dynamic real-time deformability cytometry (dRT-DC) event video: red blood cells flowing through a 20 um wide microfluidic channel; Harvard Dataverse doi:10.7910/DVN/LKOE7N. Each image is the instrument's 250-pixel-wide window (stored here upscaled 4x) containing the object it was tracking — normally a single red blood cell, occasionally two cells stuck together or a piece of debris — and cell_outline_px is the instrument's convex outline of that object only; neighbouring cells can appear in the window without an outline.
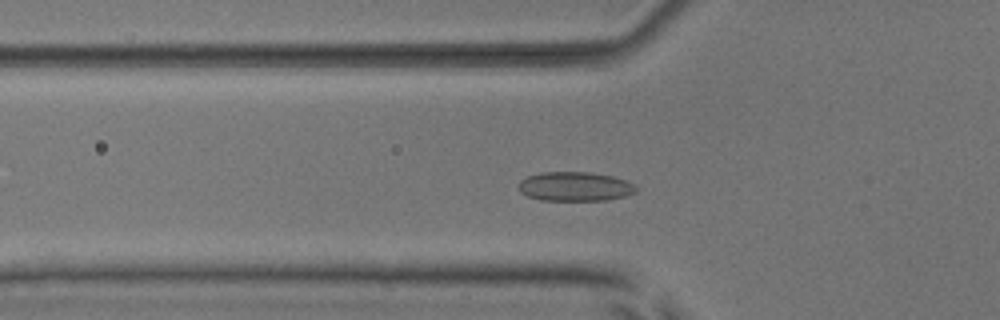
{"species": "common noctule bat (a hibernating species)", "species_latin": "Nyctalus noctula", "temperature_condition": "room temperature", "stored_images_in_passage": 41, "camera_frame_rate_fps": 3000, "um_per_image_px": 0.085, "animal": {"sex": "male", "body_mass_g": 17.9, "forearm_length_mm": 54.2}, "frame": {"image": 1, "passage_image": 14, "time_ms": 4.333, "image_size_px": [1000, 320], "cell_outline_px": [[636, 192], [624, 196], [604, 200], [540, 200], [528, 196], [520, 192], [520, 180], [528, 176], [540, 172], [588, 172], [612, 176], [628, 180], [636, 188]], "centroid_in_image_um": [48.87, 15.84], "position_along_channel_um": 76.9, "area_um2": 19.88}}
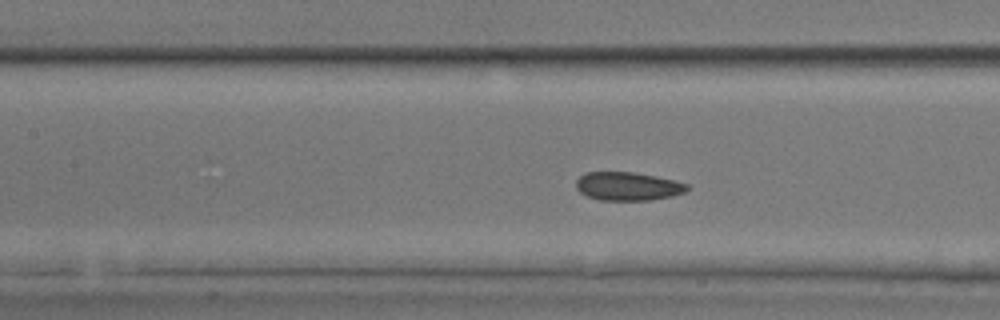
{"frame": {"image": 2, "passage_image": 20, "time_ms": 6.333, "image_size_px": [1000, 320], "cell_outline_px": [[688, 188], [684, 192], [672, 196], [648, 200], [600, 200], [588, 196], [580, 192], [576, 188], [576, 180], [584, 172], [632, 172], [656, 176], [688, 184]], "centroid_in_image_um": [53.33, 15.83], "position_along_channel_um": 154.1, "area_um2": 18.26}}
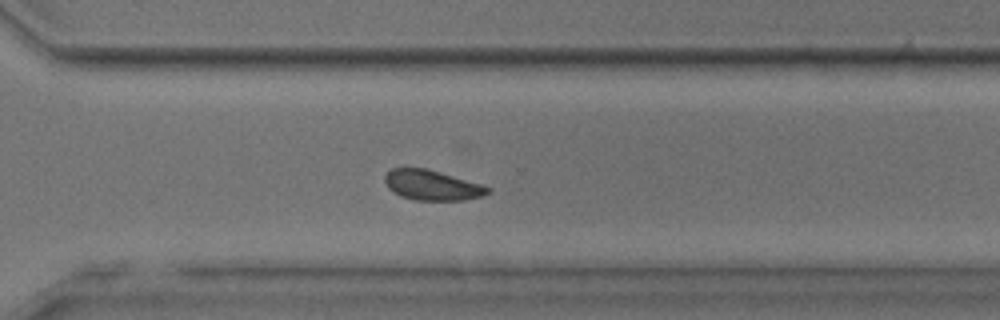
{"frame": {"image": 3, "passage_image": 34, "time_ms": 11.0, "image_size_px": [1000, 320], "cell_outline_px": [[492, 192], [480, 196], [464, 200], [416, 200], [400, 196], [392, 192], [388, 188], [384, 180], [384, 176], [392, 168], [428, 168], [484, 184], [492, 188]], "centroid_in_image_um": [36.76, 15.73], "position_along_channel_um": 333.8, "area_um2": 18.38}, "authors_computed_cell_mechanics": {"area_um2": 19.0162, "velocity_mm_per_s": 3.8514, "shape_relaxation_time_tau1_ms": 4.8395, "shape_relaxation_time_tau2_ms": 1.245, "deformation_change_tau1": 0.0615, "deformation_change_tau2": 0.0557}}